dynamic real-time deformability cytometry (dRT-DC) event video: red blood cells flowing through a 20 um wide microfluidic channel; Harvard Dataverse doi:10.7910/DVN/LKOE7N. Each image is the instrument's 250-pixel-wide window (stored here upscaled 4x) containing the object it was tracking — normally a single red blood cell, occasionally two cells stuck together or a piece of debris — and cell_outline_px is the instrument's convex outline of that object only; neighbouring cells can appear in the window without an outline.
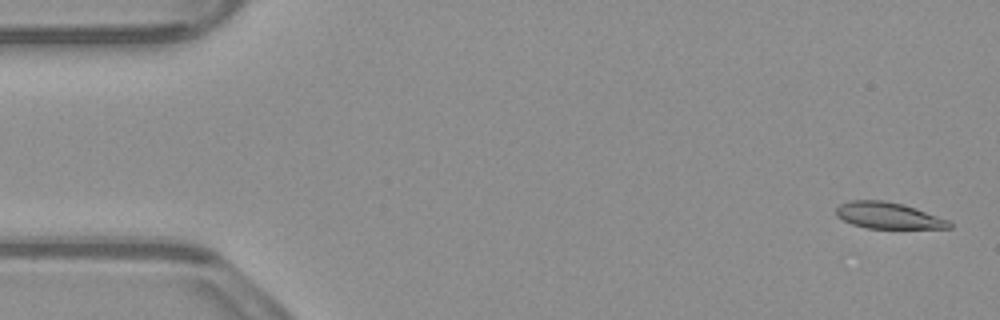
{"species": "common noctule bat (a hibernating species)", "species_latin": "Nyctalus noctula", "temperature_condition": "warm", "stored_images_in_passage": 54, "camera_frame_rate_fps": 3000, "um_per_image_px": 0.085, "animal": {"sex": "male", "body_mass_g": 23.1, "forearm_length_mm": 52.7}, "frame": {"image": 1, "passage_image": 2, "time_ms": 0.333, "image_size_px": [1000, 320], "cell_outline_px": [[952, 228], [868, 228], [852, 224], [836, 216], [836, 208], [840, 204], [848, 200], [884, 200], [904, 204], [916, 208], [948, 220], [952, 224]], "centroid_in_image_um": [75.48, 18.31], "position_along_channel_um": 9.5, "area_um2": 17.34}}
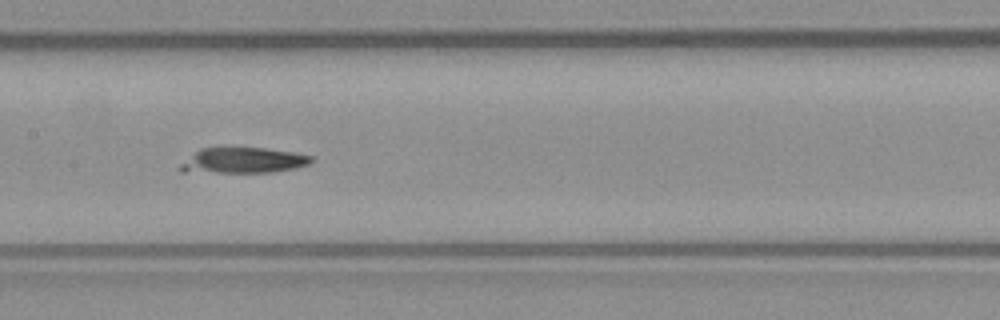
{"frame": {"image": 2, "passage_image": 26, "time_ms": 8.333, "image_size_px": [1000, 320], "cell_outline_px": [[312, 160], [308, 164], [292, 168], [272, 172], [180, 172], [180, 164], [200, 148], [264, 148], [296, 152], [312, 156]], "centroid_in_image_um": [20.65, 13.63], "position_along_channel_um": 186.7, "area_um2": 19.31}}
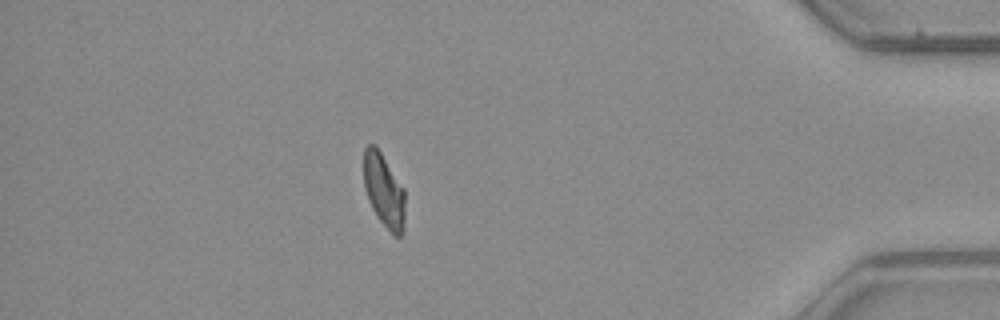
{"frame": {"image": 3, "passage_image": 47, "time_ms": 15.333, "image_size_px": [1000, 320], "cell_outline_px": [[404, 232], [400, 236], [392, 236], [376, 216], [368, 200], [364, 188], [364, 148], [368, 144], [376, 144], [404, 188]], "centroid_in_image_um": [32.63, 16.21], "position_along_channel_um": 402.6, "area_um2": 18.03}, "authors_computed_cell_mechanics": {"area_um2": 18.5538, "velocity_mm_per_s": 3.7901, "shape_relaxation_time_tau1_ms": null, "shape_relaxation_time_tau2_ms": 3.3617, "deformation_change_tau1": null, "deformation_change_tau2": 0.1124}}